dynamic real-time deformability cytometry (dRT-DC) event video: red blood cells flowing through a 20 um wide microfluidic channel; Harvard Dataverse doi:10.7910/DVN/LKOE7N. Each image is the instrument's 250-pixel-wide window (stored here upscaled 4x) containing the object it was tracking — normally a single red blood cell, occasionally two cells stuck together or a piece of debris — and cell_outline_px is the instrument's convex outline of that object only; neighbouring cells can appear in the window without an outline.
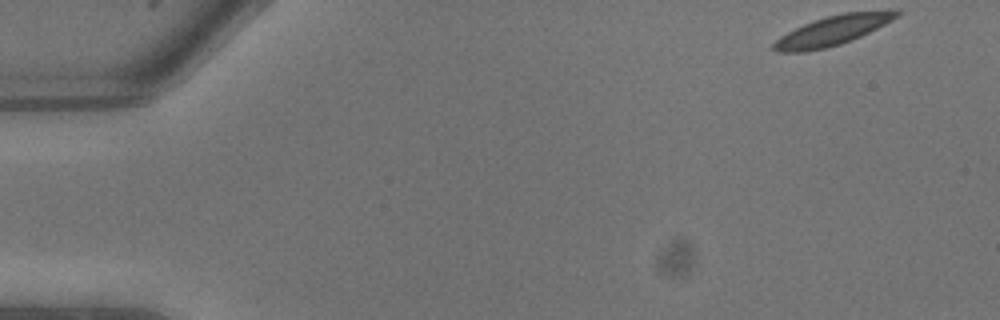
{"species": "common noctule bat (a hibernating species)", "species_latin": "Nyctalus noctula", "temperature_condition": "warm", "stored_images_in_passage": 7, "camera_frame_rate_fps": 3000, "um_per_image_px": 0.085, "animal": {"sex": "male", "body_mass_g": 13.3}, "frame": {"image": 1, "passage_image": 1, "time_ms": 0.0, "image_size_px": [1000, 320], "cell_outline_px": [[900, 16], [852, 40], [840, 44], [824, 48], [804, 52], [776, 52], [772, 48], [772, 44], [780, 36], [804, 24], [828, 16], [844, 12], [900, 12]], "centroid_in_image_um": [70.67, 2.63], "position_along_channel_um": 14.3, "area_um2": 20.4}}
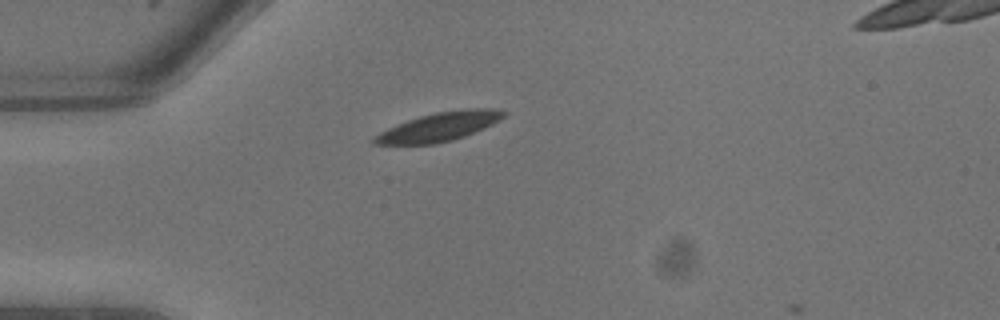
{"frame": {"image": 2, "passage_image": 6, "time_ms": 1.667, "image_size_px": [1000, 320], "cell_outline_px": [[508, 112], [500, 120], [484, 128], [464, 136], [452, 140], [436, 144], [372, 144], [372, 140], [380, 132], [388, 128], [408, 120], [420, 116], [436, 112], [472, 108], [496, 108]], "centroid_in_image_um": [37.37, 10.77], "position_along_channel_um": 47.6, "area_um2": 21.5}}